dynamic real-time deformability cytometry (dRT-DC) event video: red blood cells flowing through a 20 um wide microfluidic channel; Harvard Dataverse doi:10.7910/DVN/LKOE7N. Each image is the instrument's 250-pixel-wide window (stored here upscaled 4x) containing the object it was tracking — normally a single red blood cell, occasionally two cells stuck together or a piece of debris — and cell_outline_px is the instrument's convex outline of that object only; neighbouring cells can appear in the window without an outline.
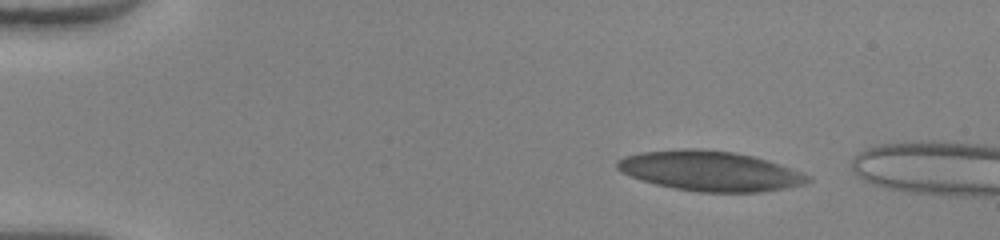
{"species": "human", "species_latin": "Homo sapiens", "temperature_condition": "warm", "stored_images_in_passage": 5, "camera_frame_rate_fps": 3000, "um_per_image_px": 0.085, "donor": {"sex": "female"}, "frame": {"image": 1, "passage_image": 1, "time_ms": 0.0, "image_size_px": [1000, 240], "cell_outline_px": [[812, 180], [804, 184], [784, 188], [760, 192], [700, 192], [676, 188], [656, 184], [620, 172], [616, 168], [616, 160], [624, 156], [640, 152], [680, 148], [696, 148], [732, 152], [752, 156], [780, 164], [804, 172], [812, 176]], "centroid_in_image_um": [60.36, 14.52], "position_along_channel_um": 24.6, "area_um2": 44.39}}